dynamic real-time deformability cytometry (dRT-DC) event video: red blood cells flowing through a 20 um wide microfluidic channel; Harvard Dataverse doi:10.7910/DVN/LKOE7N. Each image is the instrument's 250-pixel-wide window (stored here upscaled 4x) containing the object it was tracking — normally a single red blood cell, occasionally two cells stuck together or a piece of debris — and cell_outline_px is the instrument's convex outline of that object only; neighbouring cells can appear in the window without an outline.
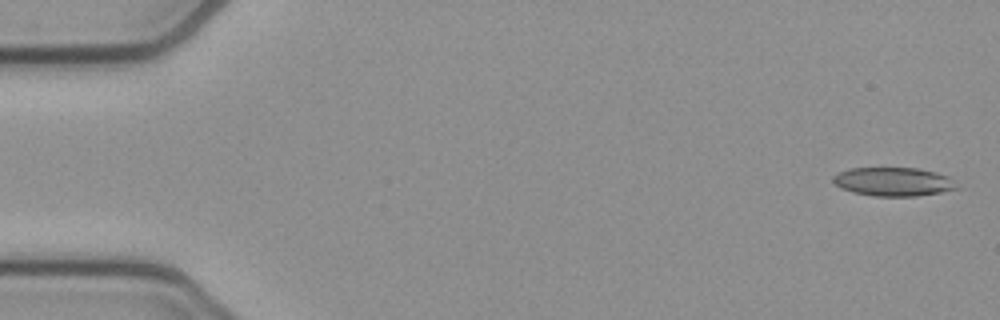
{"species": "common noctule bat (a hibernating species)", "species_latin": "Nyctalus noctula", "temperature_condition": "cold", "stored_images_in_passage": 12, "camera_frame_rate_fps": 3000, "um_per_image_px": 0.085, "animal": {"sex": "female", "body_mass_g": 21.9}, "frame": {"image": 1, "passage_image": 1, "time_ms": 0.0, "image_size_px": [1000, 320], "cell_outline_px": [[960, 188], [940, 192], [916, 196], [872, 196], [852, 192], [840, 188], [832, 180], [832, 176], [840, 172], [852, 168], [916, 168], [936, 172], [948, 176]], "centroid_in_image_um": [75.93, 15.45], "position_along_channel_um": 9.1, "area_um2": 20.63}}